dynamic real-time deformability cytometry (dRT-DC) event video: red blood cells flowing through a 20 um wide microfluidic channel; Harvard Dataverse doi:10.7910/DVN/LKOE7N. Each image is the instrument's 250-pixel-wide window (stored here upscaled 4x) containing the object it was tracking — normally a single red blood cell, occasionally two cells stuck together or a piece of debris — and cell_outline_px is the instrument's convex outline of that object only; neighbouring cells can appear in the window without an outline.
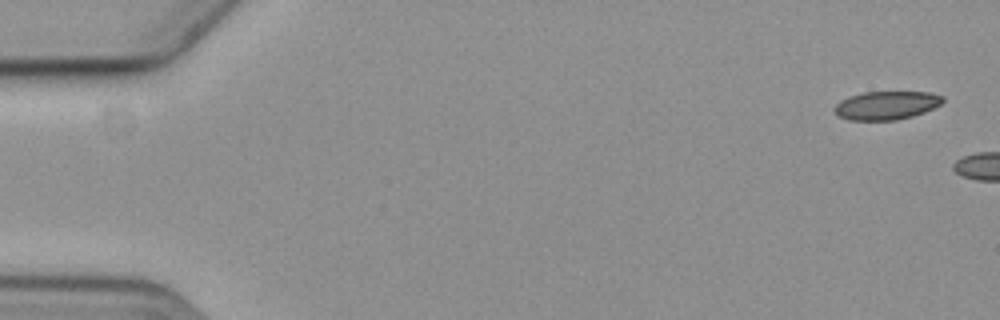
{"species": "common noctule bat (a hibernating species)", "species_latin": "Nyctalus noctula", "temperature_condition": "cold", "stored_images_in_passage": 3, "camera_frame_rate_fps": 3000, "um_per_image_px": 0.085, "animal": {"sex": "female", "body_mass_g": 19.3, "forearm_length_mm": 54.1}, "frame": {"image": 1, "passage_image": 1, "time_ms": 0.0, "image_size_px": [1000, 320], "cell_outline_px": [[944, 100], [940, 104], [924, 112], [912, 116], [896, 120], [848, 120], [836, 116], [832, 108], [840, 100], [848, 96], [864, 92], [928, 92], [944, 96]], "centroid_in_image_um": [75.28, 8.96], "position_along_channel_um": 9.7, "area_um2": 18.09}}